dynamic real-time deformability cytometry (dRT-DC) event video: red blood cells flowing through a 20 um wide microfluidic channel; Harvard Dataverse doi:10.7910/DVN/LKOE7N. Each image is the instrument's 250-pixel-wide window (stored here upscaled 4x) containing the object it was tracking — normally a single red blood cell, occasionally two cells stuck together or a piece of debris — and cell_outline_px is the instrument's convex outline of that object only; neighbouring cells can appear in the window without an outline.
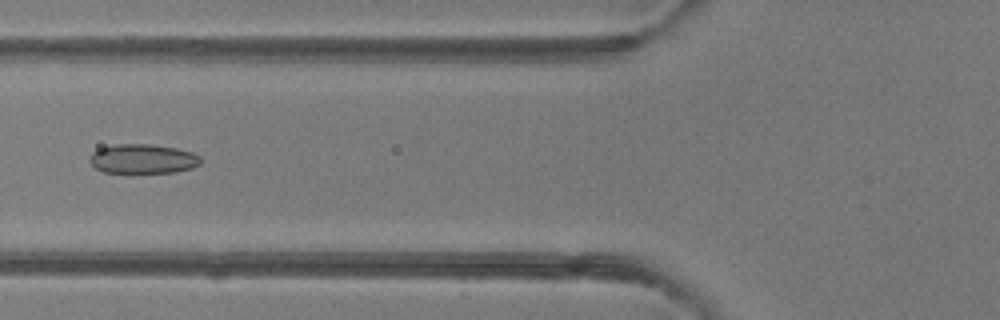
{"species": "common noctule bat (a hibernating species)", "species_latin": "Nyctalus noctula", "temperature_condition": "room temperature", "stored_images_in_passage": 5, "camera_frame_rate_fps": 3000, "um_per_image_px": 0.085, "animal": {"sex": "female"}, "frame": {"image": 1, "passage_image": 5, "time_ms": 4.667, "image_size_px": [1000, 320], "cell_outline_px": [[200, 164], [192, 168], [176, 172], [128, 176], [104, 172], [96, 168], [88, 160], [88, 156], [92, 152], [100, 148], [112, 144], [148, 144], [176, 148], [192, 152], [200, 156]], "centroid_in_image_um": [12.09, 13.56], "position_along_channel_um": 113.7, "area_um2": 20.06}}